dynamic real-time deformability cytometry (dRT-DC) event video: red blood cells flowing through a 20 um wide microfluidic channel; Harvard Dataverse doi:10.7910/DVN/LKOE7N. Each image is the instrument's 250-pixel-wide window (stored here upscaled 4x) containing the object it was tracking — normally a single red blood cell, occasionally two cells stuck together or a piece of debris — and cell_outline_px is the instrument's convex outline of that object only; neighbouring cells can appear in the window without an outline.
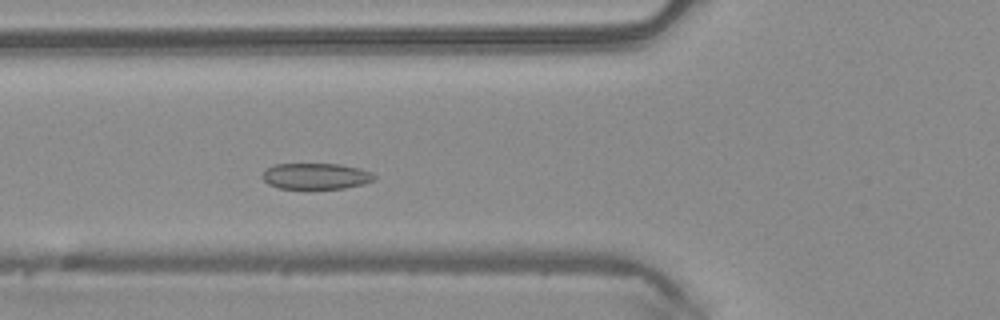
{"species": "common noctule bat (a hibernating species)", "species_latin": "Nyctalus noctula", "temperature_condition": "warm", "stored_images_in_passage": 45, "camera_frame_rate_fps": 3000, "um_per_image_px": 0.085, "animal": {"sex": "male", "body_mass_g": 20.4}, "frame": {"image": 1, "passage_image": 14, "time_ms": 4.333, "image_size_px": [1000, 320], "cell_outline_px": [[376, 180], [364, 184], [344, 188], [304, 192], [276, 188], [268, 184], [260, 176], [264, 168], [272, 164], [340, 164], [360, 168], [372, 172], [376, 176]], "centroid_in_image_um": [26.79, 15.02], "position_along_channel_um": 99.0, "area_um2": 18.26}}
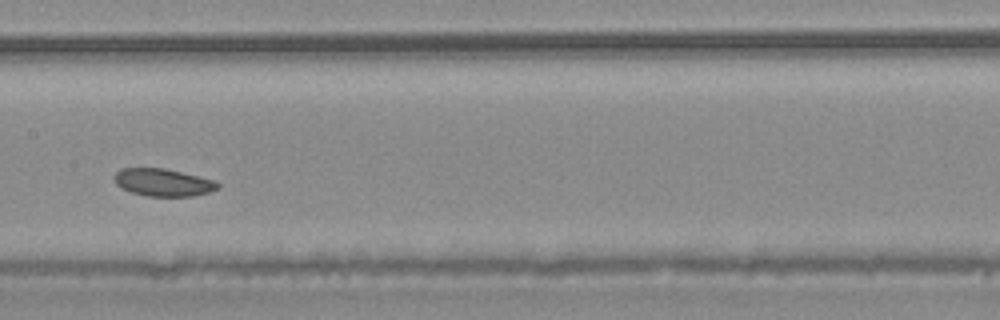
{"frame": {"image": 2, "passage_image": 21, "time_ms": 6.667, "image_size_px": [1000, 320], "cell_outline_px": [[220, 188], [208, 192], [192, 196], [148, 196], [132, 192], [120, 188], [116, 184], [112, 176], [120, 168], [164, 168], [216, 180], [220, 184]], "centroid_in_image_um": [13.85, 15.5], "position_along_channel_um": 193.5, "area_um2": 16.7}}
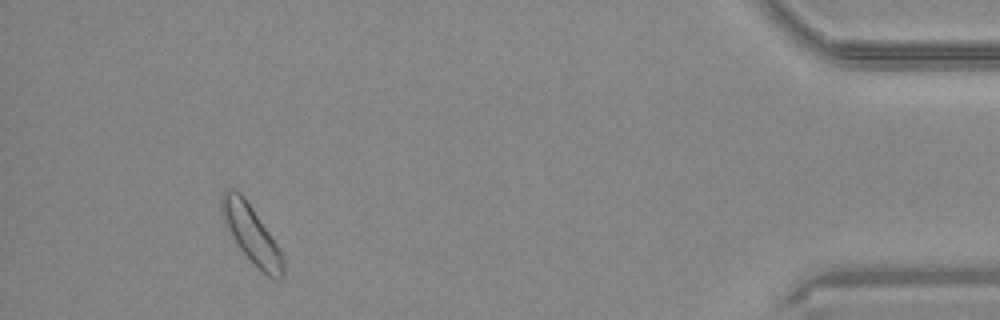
{"frame": {"image": 3, "passage_image": 42, "time_ms": 13.667, "image_size_px": [1000, 320], "cell_outline_px": [[284, 276], [280, 280], [276, 280], [268, 276], [240, 248], [224, 224], [220, 212], [220, 196], [224, 188], [232, 188], [240, 192], [244, 196], [276, 244], [284, 260]], "centroid_in_image_um": [21.32, 19.83], "position_along_channel_um": 413.9, "area_um2": 20.35}}